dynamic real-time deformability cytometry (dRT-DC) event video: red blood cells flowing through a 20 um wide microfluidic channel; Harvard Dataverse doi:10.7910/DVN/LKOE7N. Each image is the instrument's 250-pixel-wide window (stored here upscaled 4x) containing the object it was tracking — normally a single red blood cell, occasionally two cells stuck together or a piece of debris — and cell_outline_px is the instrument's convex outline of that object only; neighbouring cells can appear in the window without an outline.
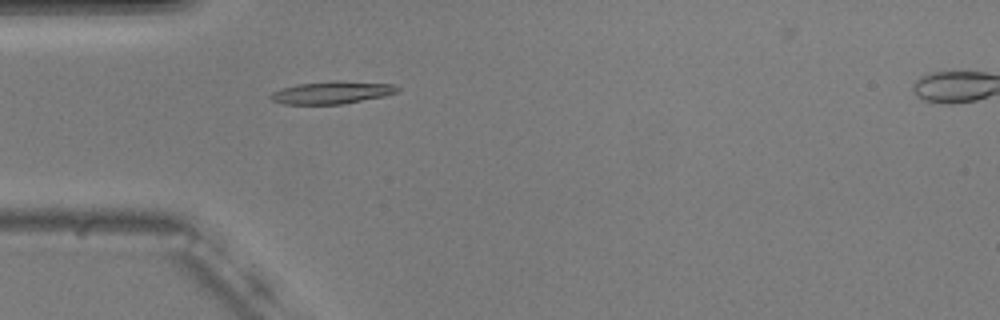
{"species": "common noctule bat (a hibernating species)", "species_latin": "Nyctalus noctula", "temperature_condition": "warm", "stored_images_in_passage": 51, "camera_frame_rate_fps": 3000, "um_per_image_px": 0.085, "animal": {"sex": "male", "body_mass_g": 20.5, "forearm_length_mm": 52.5}, "frame": {"image": 1, "passage_image": 13, "time_ms": 4.0, "image_size_px": [1000, 320], "cell_outline_px": [[400, 88], [396, 92], [384, 96], [344, 104], [284, 104], [272, 100], [268, 96], [272, 92], [280, 88], [300, 84], [332, 80], [336, 80], [396, 84]], "centroid_in_image_um": [28.22, 7.86], "position_along_channel_um": 56.8, "area_um2": 16.76}}
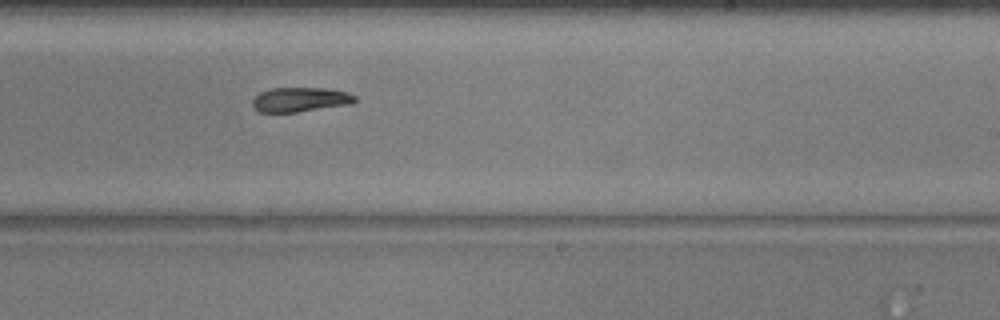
{"frame": {"image": 2, "passage_image": 30, "time_ms": 9.667, "image_size_px": [1000, 320], "cell_outline_px": [[356, 100], [352, 104], [296, 112], [260, 112], [252, 108], [252, 100], [260, 92], [272, 88], [324, 88], [348, 92], [356, 96]], "centroid_in_image_um": [25.52, 8.46], "position_along_channel_um": 263.5, "area_um2": 14.68}}
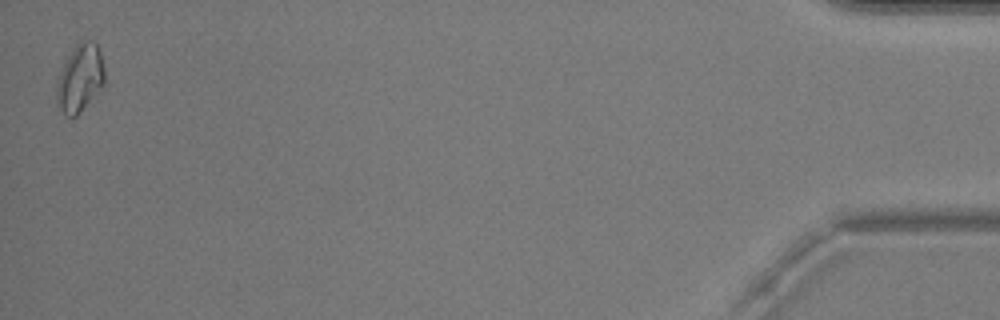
{"frame": {"image": 3, "passage_image": 51, "time_ms": 16.667, "image_size_px": [1000, 320], "cell_outline_px": [[104, 84], [100, 92], [76, 116], [68, 116], [56, 104], [56, 84], [60, 72], [68, 56], [76, 44], [84, 40], [92, 40], [96, 44], [100, 52], [104, 68]], "centroid_in_image_um": [6.81, 6.65], "position_along_channel_um": 428.4, "area_um2": 18.9}}